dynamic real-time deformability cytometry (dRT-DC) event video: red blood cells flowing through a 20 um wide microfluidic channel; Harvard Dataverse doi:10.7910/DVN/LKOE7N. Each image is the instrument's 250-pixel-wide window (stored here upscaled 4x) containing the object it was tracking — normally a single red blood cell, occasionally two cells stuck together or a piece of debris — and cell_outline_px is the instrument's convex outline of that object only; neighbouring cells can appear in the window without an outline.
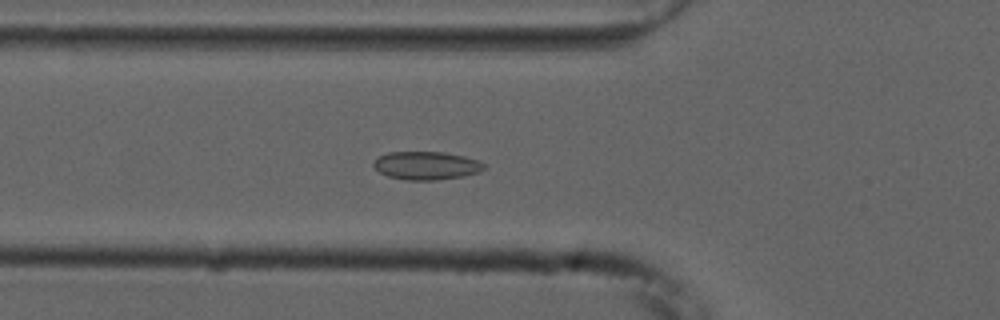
{"species": "common noctule bat (a hibernating species)", "species_latin": "Nyctalus noctula", "temperature_condition": "cold", "stored_images_in_passage": 36, "camera_frame_rate_fps": 3000, "um_per_image_px": 0.085, "animal": {"sex": "male", "forearm_length_mm": 52.5}, "frame": {"image": 1, "passage_image": 20, "time_ms": 6.333, "image_size_px": [1000, 320], "cell_outline_px": [[484, 168], [480, 172], [464, 176], [436, 180], [408, 180], [388, 176], [380, 172], [372, 164], [380, 156], [388, 152], [444, 152], [464, 156], [476, 160], [484, 164]], "centroid_in_image_um": [36.25, 14.07], "position_along_channel_um": 89.5, "area_um2": 17.98}}
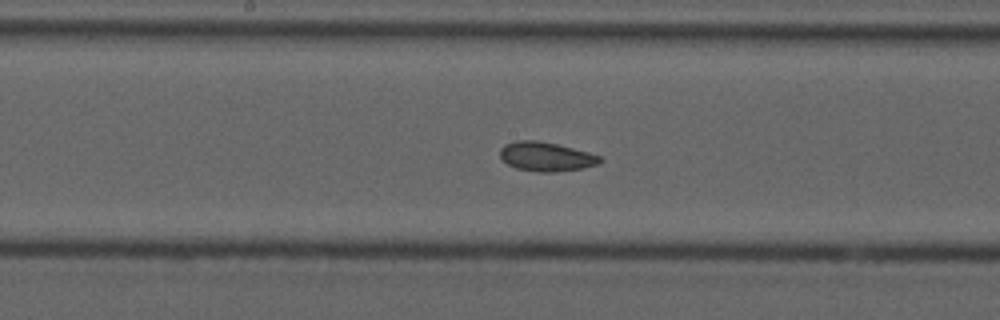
{"frame": {"image": 2, "passage_image": 29, "time_ms": 9.333, "image_size_px": [1000, 320], "cell_outline_px": [[604, 160], [600, 164], [584, 168], [556, 172], [536, 172], [516, 168], [508, 164], [500, 156], [500, 148], [504, 144], [516, 140], [536, 140], [556, 144], [588, 152], [600, 156]], "centroid_in_image_um": [46.43, 13.32], "position_along_channel_um": 201.8, "area_um2": 17.11}}
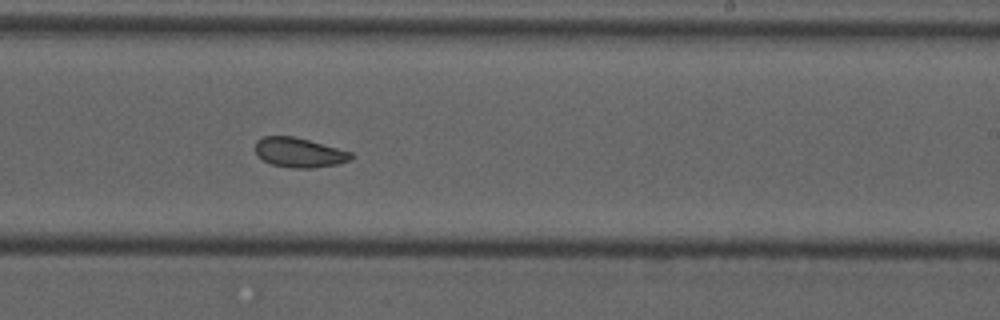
{"frame": {"image": 3, "passage_image": 34, "time_ms": 11.0, "image_size_px": [1000, 320], "cell_outline_px": [[356, 156], [348, 160], [336, 164], [312, 168], [292, 168], [272, 164], [256, 156], [256, 140], [264, 136], [292, 136], [308, 140], [352, 152]], "centroid_in_image_um": [25.42, 12.96], "position_along_channel_um": 263.6, "area_um2": 16.42}}